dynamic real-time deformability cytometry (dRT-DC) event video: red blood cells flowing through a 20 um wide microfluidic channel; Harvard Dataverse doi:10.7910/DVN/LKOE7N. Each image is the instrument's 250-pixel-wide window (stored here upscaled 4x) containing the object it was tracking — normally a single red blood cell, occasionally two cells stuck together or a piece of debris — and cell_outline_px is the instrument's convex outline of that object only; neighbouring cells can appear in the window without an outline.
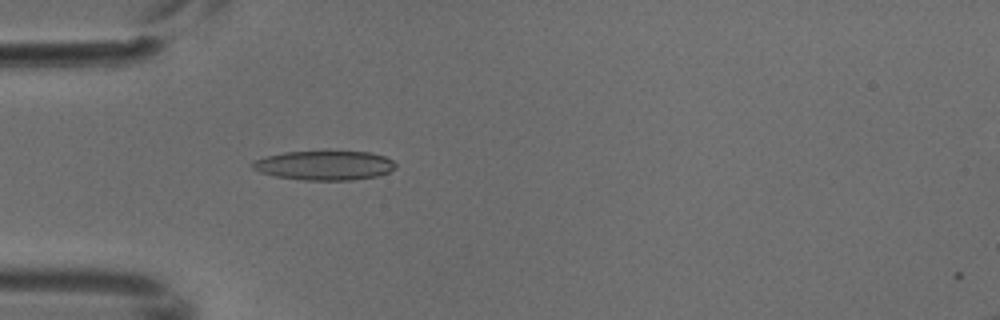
{"species": "common noctule bat (a hibernating species)", "species_latin": "Nyctalus noctula", "temperature_condition": "cold", "stored_images_in_passage": 3, "camera_frame_rate_fps": 3000, "um_per_image_px": 0.085, "animal": {"sex": "male", "body_mass_g": 18.8}, "frame": {"image": 1, "passage_image": 3, "time_ms": 0.667, "image_size_px": [1000, 320], "cell_outline_px": [[396, 168], [380, 176], [352, 180], [300, 180], [276, 176], [260, 172], [252, 168], [252, 160], [284, 152], [328, 148], [372, 152], [384, 156], [392, 160], [396, 164]], "centroid_in_image_um": [27.62, 14.01], "position_along_channel_um": 57.4, "area_um2": 25.72}}